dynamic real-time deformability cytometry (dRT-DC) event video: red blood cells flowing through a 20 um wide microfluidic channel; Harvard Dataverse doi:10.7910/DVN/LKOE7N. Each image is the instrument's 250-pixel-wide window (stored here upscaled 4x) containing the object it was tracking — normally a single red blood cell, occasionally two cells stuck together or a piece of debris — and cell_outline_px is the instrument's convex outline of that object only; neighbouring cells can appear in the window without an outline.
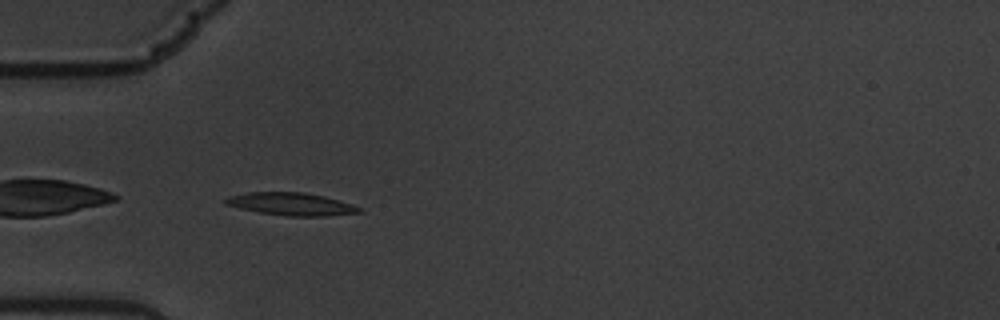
{"species": "common noctule bat (a hibernating species)", "species_latin": "Nyctalus noctula", "temperature_condition": "warm", "stored_images_in_passage": 42, "camera_frame_rate_fps": 3000, "um_per_image_px": 0.085, "animal": {"sex": "male", "body_mass_g": 19.5, "forearm_length_mm": 54.6}, "frame": {"image": 1, "passage_image": 1, "time_ms": 0.0, "image_size_px": [1000, 320], "cell_outline_px": [[364, 212], [324, 216], [288, 216], [260, 212], [240, 208], [224, 204], [224, 200], [228, 196], [248, 192], [304, 192], [324, 196], [340, 200], [352, 204], [360, 208]], "centroid_in_image_um": [24.76, 17.34], "position_along_channel_um": 60.2, "area_um2": 17.63}}
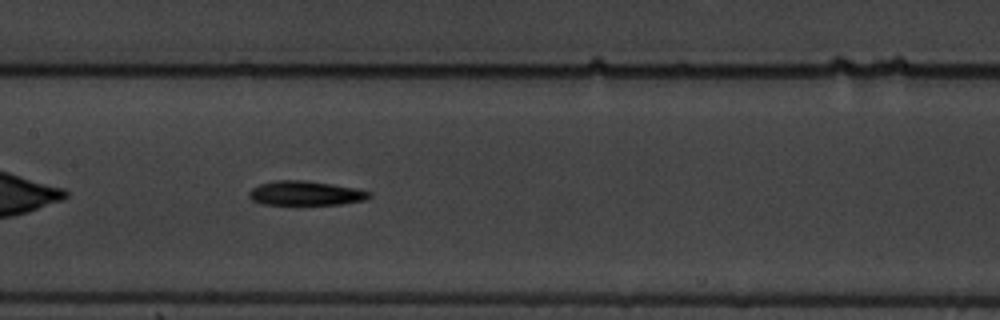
{"frame": {"image": 2, "passage_image": 12, "time_ms": 3.667, "image_size_px": [1000, 320], "cell_outline_px": [[372, 196], [364, 200], [344, 204], [260, 204], [252, 200], [248, 196], [248, 192], [252, 188], [260, 184], [276, 180], [304, 180], [332, 184], [372, 192]], "centroid_in_image_um": [25.95, 16.42], "position_along_channel_um": 181.5, "area_um2": 16.99}}
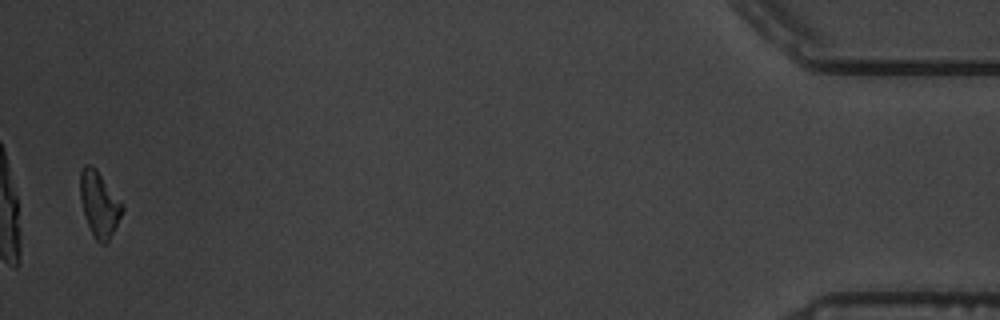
{"frame": {"image": 3, "passage_image": 41, "time_ms": 13.333, "image_size_px": [1000, 320], "cell_outline_px": [[124, 208], [108, 240], [104, 244], [100, 244], [96, 240], [84, 216], [80, 200], [80, 172], [84, 164], [92, 164], [96, 168], [124, 204]], "centroid_in_image_um": [8.42, 17.29], "position_along_channel_um": 426.8, "area_um2": 15.95}}